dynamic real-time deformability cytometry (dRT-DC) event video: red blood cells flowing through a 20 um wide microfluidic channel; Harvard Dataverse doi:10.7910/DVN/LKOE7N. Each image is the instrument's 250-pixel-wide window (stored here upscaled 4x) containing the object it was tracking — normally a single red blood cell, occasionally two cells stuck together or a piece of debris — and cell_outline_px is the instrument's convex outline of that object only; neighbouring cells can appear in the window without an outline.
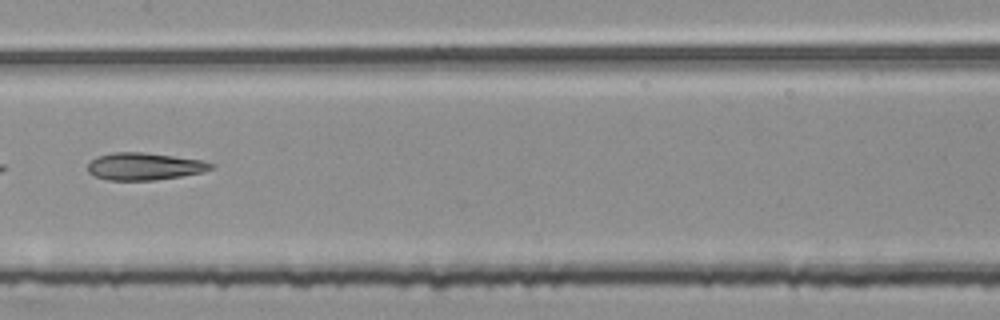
{"species": "common noctule bat (a hibernating species)", "species_latin": "Nyctalus noctula", "temperature_condition": "room temperature", "stored_images_in_passage": 6, "camera_frame_rate_fps": 3000, "um_per_image_px": 0.085, "animal": {"sex": "female", "body_mass_g": 25.1}, "frame": {"image": 1, "passage_image": 6, "time_ms": 1.667, "image_size_px": [1000, 320], "cell_outline_px": [[212, 168], [204, 172], [156, 180], [108, 180], [96, 176], [88, 172], [88, 164], [96, 156], [112, 152], [144, 152], [200, 160], [212, 164]], "centroid_in_image_um": [12.23, 14.14], "position_along_channel_um": 195.2, "area_um2": 19.42}}